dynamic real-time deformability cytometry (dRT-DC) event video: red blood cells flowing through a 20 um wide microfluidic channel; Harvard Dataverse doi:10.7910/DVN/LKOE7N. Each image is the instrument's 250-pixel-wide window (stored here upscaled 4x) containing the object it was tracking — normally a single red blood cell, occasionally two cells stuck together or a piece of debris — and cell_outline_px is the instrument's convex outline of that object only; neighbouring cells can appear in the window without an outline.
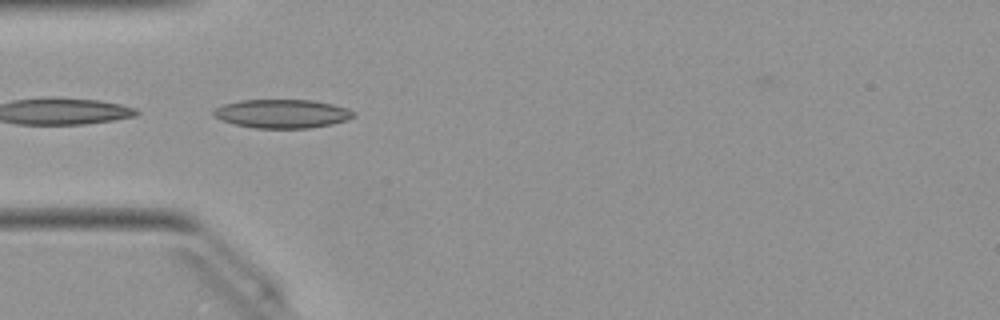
{"species": "Egyptian fruit bat (a non-hibernating species)", "species_latin": "Rousettus aegyptiacus", "temperature_condition": "warm", "stored_images_in_passage": 5, "camera_frame_rate_fps": 3000, "um_per_image_px": 0.085, "animal": {"sex": "female"}, "frame": {"image": 1, "passage_image": 3, "time_ms": 0.667, "image_size_px": [1000, 320], "cell_outline_px": [[356, 116], [348, 120], [332, 124], [308, 128], [252, 128], [220, 120], [212, 112], [216, 108], [224, 104], [240, 100], [312, 100], [332, 104], [348, 108], [356, 112]], "centroid_in_image_um": [24.03, 9.66], "position_along_channel_um": 61.0, "area_um2": 23.47}}